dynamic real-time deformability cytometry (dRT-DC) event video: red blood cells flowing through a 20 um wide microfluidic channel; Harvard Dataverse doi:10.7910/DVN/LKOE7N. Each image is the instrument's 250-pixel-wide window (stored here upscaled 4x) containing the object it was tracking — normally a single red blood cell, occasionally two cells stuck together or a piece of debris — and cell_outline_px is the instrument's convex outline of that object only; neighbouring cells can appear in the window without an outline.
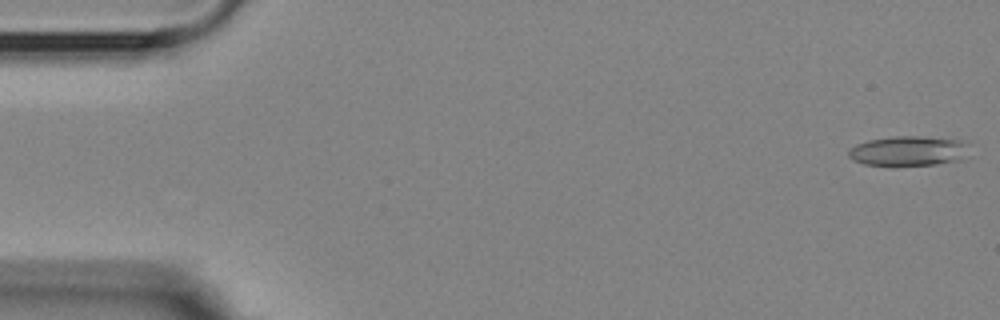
{"species": "Egyptian fruit bat (a non-hibernating species)", "species_latin": "Rousettus aegyptiacus", "temperature_condition": "room temperature", "stored_images_in_passage": 55, "camera_frame_rate_fps": 3000, "um_per_image_px": 0.085, "animal": {"sex": "female"}, "frame": {"image": 1, "passage_image": 1, "time_ms": 0.0, "image_size_px": [1000, 320], "cell_outline_px": [[968, 156], [960, 160], [936, 164], [896, 168], [892, 168], [864, 164], [852, 160], [848, 156], [848, 152], [856, 144], [868, 140], [892, 136], [924, 136], [960, 140], [968, 144]], "centroid_in_image_um": [77.21, 12.87], "position_along_channel_um": 7.8, "area_um2": 21.91}}
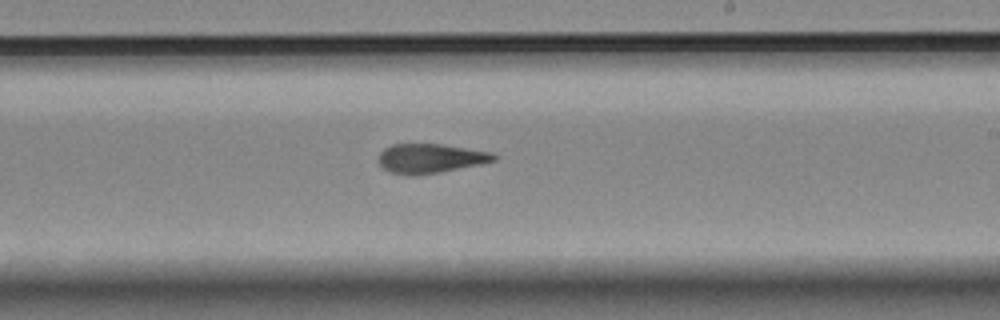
{"frame": {"image": 2, "passage_image": 32, "time_ms": 10.333, "image_size_px": [1000, 320], "cell_outline_px": [[500, 156], [496, 160], [440, 172], [416, 176], [412, 176], [388, 172], [380, 164], [380, 152], [384, 148], [392, 144], [440, 144], [492, 152]], "centroid_in_image_um": [36.58, 13.47], "position_along_channel_um": 252.4, "area_um2": 19.65}}
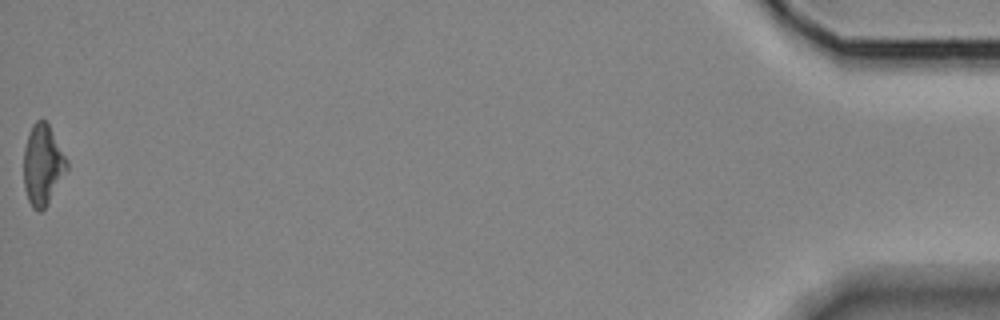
{"frame": {"image": 3, "passage_image": 55, "time_ms": 18.0, "image_size_px": [1000, 320], "cell_outline_px": [[68, 168], [48, 204], [40, 212], [32, 208], [28, 200], [24, 188], [24, 148], [28, 132], [32, 124], [36, 120], [44, 120], [48, 124], [68, 160]], "centroid_in_image_um": [3.62, 14.02], "position_along_channel_um": 431.6, "area_um2": 20.29}, "authors_computed_cell_mechanics": {"area_um2": 20.4034, "velocity_mm_per_s": 3.6143, "shape_relaxation_time_tau1_ms": 8.5958, "shape_relaxation_time_tau2_ms": 4.5414, "deformation_change_tau1": 0.2318, "deformation_change_tau2": 0.1591}}